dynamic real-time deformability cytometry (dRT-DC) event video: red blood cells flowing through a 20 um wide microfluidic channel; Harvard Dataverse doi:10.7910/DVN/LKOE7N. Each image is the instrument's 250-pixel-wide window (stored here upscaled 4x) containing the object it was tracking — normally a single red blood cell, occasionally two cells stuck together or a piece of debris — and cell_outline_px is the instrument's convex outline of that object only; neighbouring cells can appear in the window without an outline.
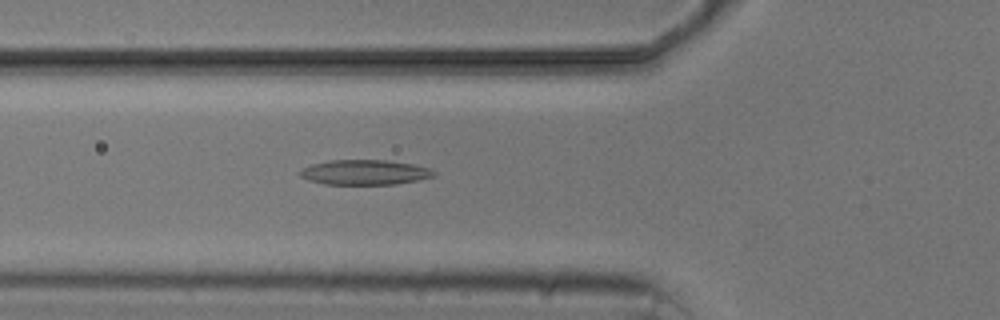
{"species": "common noctule bat (a hibernating species)", "species_latin": "Nyctalus noctula", "temperature_condition": "cold", "stored_images_in_passage": 6, "camera_frame_rate_fps": 3000, "um_per_image_px": 0.085, "animal": {"sex": "male", "body_mass_g": 20.5, "forearm_length_mm": 52.5}, "frame": {"image": 1, "passage_image": 6, "time_ms": 5.667, "image_size_px": [1000, 320], "cell_outline_px": [[436, 176], [396, 184], [324, 184], [308, 180], [300, 176], [296, 172], [312, 164], [332, 160], [384, 160], [412, 164], [428, 168], [436, 172]], "centroid_in_image_um": [30.97, 14.65], "position_along_channel_um": 94.8, "area_um2": 19.36}}